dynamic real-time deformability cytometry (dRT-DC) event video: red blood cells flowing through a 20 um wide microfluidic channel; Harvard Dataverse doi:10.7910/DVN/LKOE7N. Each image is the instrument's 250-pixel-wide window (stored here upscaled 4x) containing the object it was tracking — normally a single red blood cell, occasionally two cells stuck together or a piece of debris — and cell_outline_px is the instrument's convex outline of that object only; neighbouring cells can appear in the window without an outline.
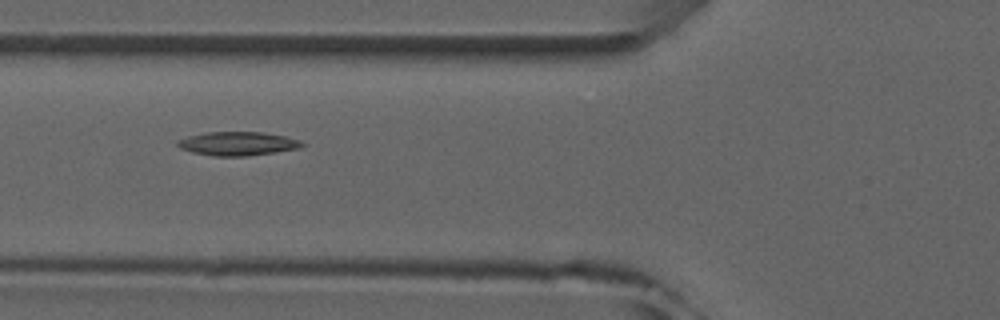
{"species": "common noctule bat (a hibernating species)", "species_latin": "Nyctalus noctula", "temperature_condition": "room temperature", "stored_images_in_passage": 7, "camera_frame_rate_fps": 3000, "um_per_image_px": 0.085, "animal": {"sex": "male", "forearm_length_mm": 52.5}, "frame": {"image": 1, "passage_image": 4, "time_ms": 3.333, "image_size_px": [1000, 320], "cell_outline_px": [[304, 144], [300, 148], [248, 156], [212, 156], [192, 152], [180, 148], [176, 144], [176, 140], [188, 136], [208, 132], [260, 132], [284, 136], [300, 140]], "centroid_in_image_um": [20.17, 12.21], "position_along_channel_um": 105.6, "area_um2": 17.17}}
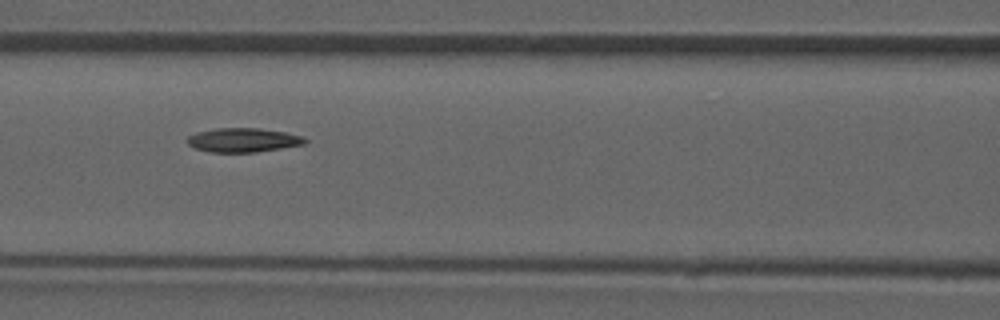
{"frame": {"image": 2, "passage_image": 5, "time_ms": 4.333, "image_size_px": [1000, 320], "cell_outline_px": [[308, 140], [304, 144], [256, 152], [208, 152], [196, 148], [188, 144], [188, 136], [196, 132], [216, 128], [260, 128], [284, 132], [304, 136]], "centroid_in_image_um": [20.67, 11.9], "position_along_channel_um": 145.9, "area_um2": 16.47}}